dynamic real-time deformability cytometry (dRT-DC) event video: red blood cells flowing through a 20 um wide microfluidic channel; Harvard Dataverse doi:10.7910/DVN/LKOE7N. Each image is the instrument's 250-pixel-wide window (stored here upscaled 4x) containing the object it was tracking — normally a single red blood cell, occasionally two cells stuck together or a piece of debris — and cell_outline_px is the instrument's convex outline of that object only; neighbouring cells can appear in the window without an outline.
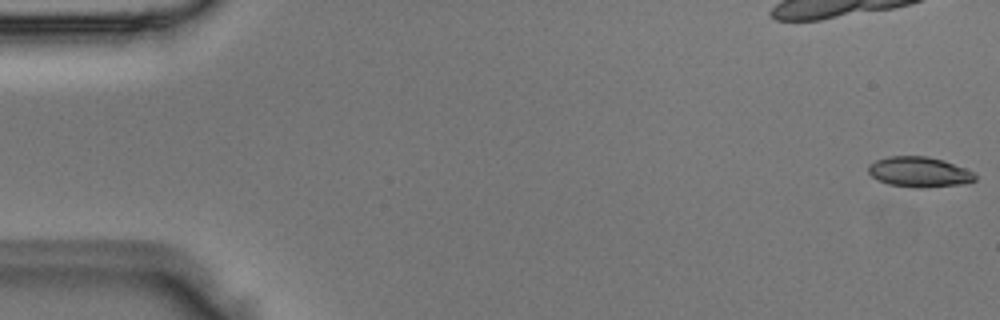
{"species": "Egyptian fruit bat (a non-hibernating species)", "species_latin": "Rousettus aegyptiacus", "temperature_condition": "room temperature", "stored_images_in_passage": 4, "camera_frame_rate_fps": 3000, "um_per_image_px": 0.085, "animal": {"sex": "male"}, "frame": {"image": 1, "passage_image": 1, "time_ms": 0.0, "image_size_px": [1000, 320], "cell_outline_px": [[976, 180], [964, 184], [924, 188], [912, 188], [888, 184], [876, 180], [868, 172], [868, 164], [876, 160], [888, 156], [928, 156], [944, 160], [976, 172]], "centroid_in_image_um": [78.14, 14.62], "position_along_channel_um": 6.9, "area_um2": 19.25}}